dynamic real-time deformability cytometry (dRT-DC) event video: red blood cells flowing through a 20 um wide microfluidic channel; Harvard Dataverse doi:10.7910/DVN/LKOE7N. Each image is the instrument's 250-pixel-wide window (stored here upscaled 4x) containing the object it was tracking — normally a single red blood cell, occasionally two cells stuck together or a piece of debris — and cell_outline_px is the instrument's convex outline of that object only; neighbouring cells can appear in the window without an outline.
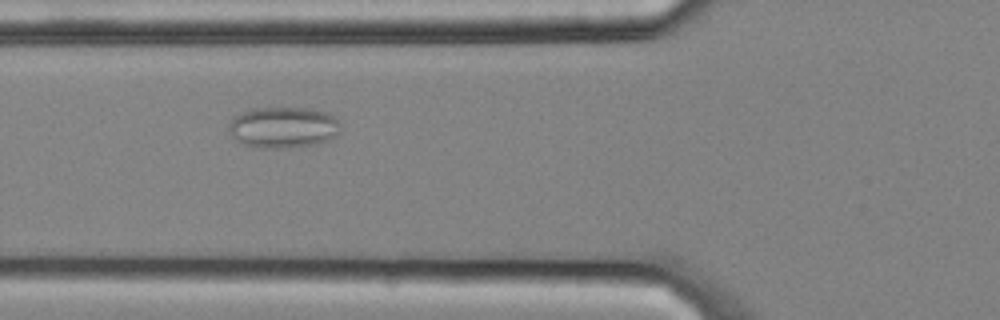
{"species": "common noctule bat (a hibernating species)", "species_latin": "Nyctalus noctula", "temperature_condition": "cold", "stored_images_in_passage": 5, "camera_frame_rate_fps": 3000, "um_per_image_px": 0.085, "animal": {"sex": "male", "body_mass_g": 20.4}, "frame": {"image": 1, "passage_image": 3, "time_ms": 0.667, "image_size_px": [1000, 320], "cell_outline_px": [[340, 132], [336, 136], [328, 140], [316, 144], [288, 148], [252, 148], [232, 140], [228, 128], [228, 124], [236, 116], [252, 108], [308, 108], [328, 112], [340, 124]], "centroid_in_image_um": [24.05, 10.85], "position_along_channel_um": 101.8, "area_um2": 27.17}}